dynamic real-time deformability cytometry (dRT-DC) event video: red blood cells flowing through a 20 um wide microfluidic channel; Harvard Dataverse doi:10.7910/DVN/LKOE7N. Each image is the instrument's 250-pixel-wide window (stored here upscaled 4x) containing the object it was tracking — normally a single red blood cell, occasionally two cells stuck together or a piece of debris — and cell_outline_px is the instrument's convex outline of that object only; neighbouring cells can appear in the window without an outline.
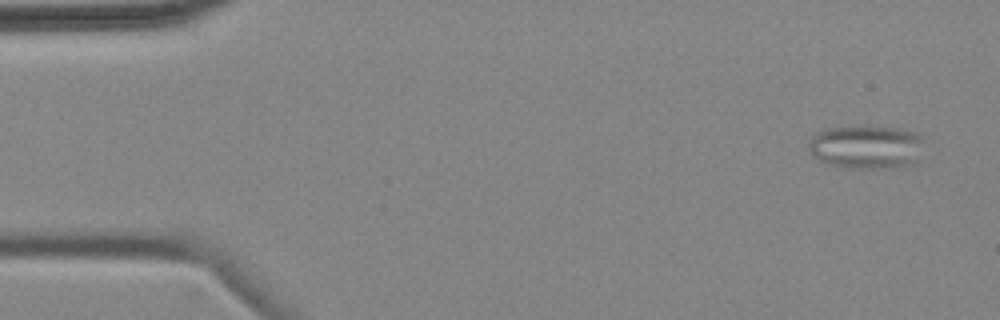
{"species": "common noctule bat (a hibernating species)", "species_latin": "Nyctalus noctula", "temperature_condition": "cold", "stored_images_in_passage": 5, "camera_frame_rate_fps": 3000, "um_per_image_px": 0.085, "animal": {"sex": "female", "body_mass_g": 18.4}, "frame": {"image": 1, "passage_image": 1, "time_ms": 0.0, "image_size_px": [1000, 320], "cell_outline_px": [[920, 140], [916, 160], [912, 164], [880, 168], [848, 168], [824, 160], [816, 156], [812, 152], [808, 144], [812, 136], [828, 128], [896, 128], [912, 132], [920, 136]], "centroid_in_image_um": [73.62, 12.5], "position_along_channel_um": 11.4, "area_um2": 27.57}}